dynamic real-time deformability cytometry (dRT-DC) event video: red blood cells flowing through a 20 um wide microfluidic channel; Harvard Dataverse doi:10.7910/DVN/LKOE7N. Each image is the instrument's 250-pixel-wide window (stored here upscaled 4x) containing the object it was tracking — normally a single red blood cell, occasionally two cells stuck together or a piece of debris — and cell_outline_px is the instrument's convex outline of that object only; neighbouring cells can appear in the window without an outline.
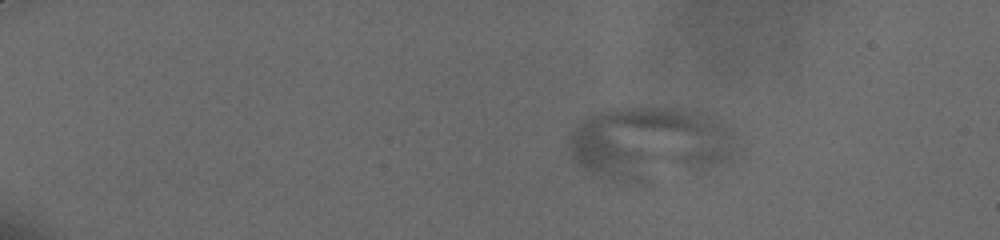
{"species": "human", "species_latin": "Homo sapiens", "temperature_condition": "cold", "stored_images_in_passage": 65, "camera_frame_rate_fps": 3000, "um_per_image_px": 0.085, "donor": {"sex": "male"}, "frame": {"image": 1, "passage_image": 18, "time_ms": 4.0, "image_size_px": [1000, 240], "cell_outline_px": [[732, 156], [728, 160], [704, 172], [644, 180], [636, 180], [612, 176], [592, 172], [580, 168], [572, 156], [572, 132], [580, 120], [600, 112], [616, 108], [652, 104], [680, 108], [696, 112], [720, 124], [732, 136]], "centroid_in_image_um": [55.22, 12.13], "position_along_channel_um": 29.8, "area_um2": 69.94}}
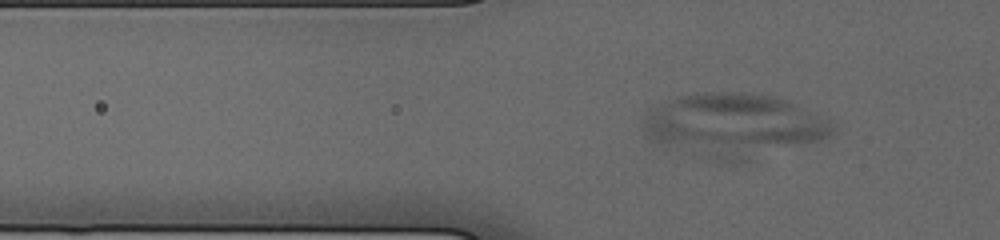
{"frame": {"image": 2, "passage_image": 35, "time_ms": 7.667, "image_size_px": [1000, 240], "cell_outline_px": [[836, 128], [828, 136], [820, 140], [740, 164], [712, 160], [656, 144], [648, 140], [644, 136], [640, 128], [648, 112], [680, 96], [696, 92], [740, 92], [772, 96], [788, 100], [828, 120]], "centroid_in_image_um": [62.32, 10.7], "position_along_channel_um": 63.5, "area_um2": 70.63}}